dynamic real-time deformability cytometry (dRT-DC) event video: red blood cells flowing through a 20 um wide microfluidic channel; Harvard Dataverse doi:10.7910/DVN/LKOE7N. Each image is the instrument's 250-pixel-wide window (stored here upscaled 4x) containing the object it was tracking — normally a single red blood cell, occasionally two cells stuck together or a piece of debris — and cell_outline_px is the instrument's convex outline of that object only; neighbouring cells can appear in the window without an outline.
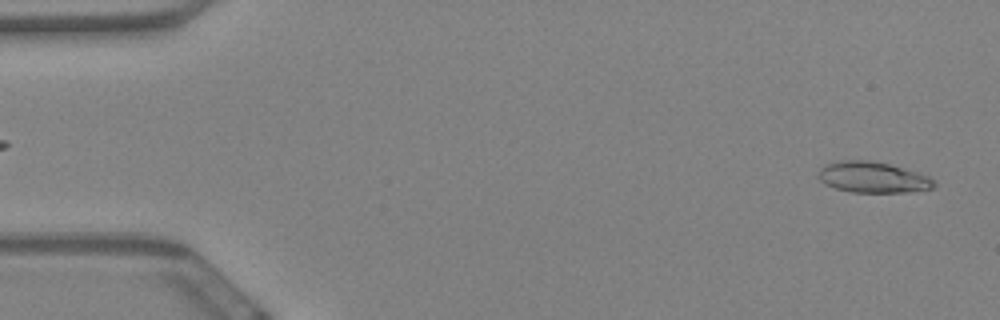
{"species": "Egyptian fruit bat (a non-hibernating species)", "species_latin": "Rousettus aegyptiacus", "temperature_condition": "warm", "stored_images_in_passage": 59, "camera_frame_rate_fps": 3000, "um_per_image_px": 0.085, "animal": {"sex": "female"}, "frame": {"image": 1, "passage_image": 2, "time_ms": 0.333, "image_size_px": [1000, 320], "cell_outline_px": [[936, 184], [932, 188], [908, 192], [852, 192], [836, 188], [824, 184], [820, 180], [820, 168], [828, 164], [844, 160], [868, 160], [888, 164], [928, 176], [936, 180]], "centroid_in_image_um": [74.21, 15.08], "position_along_channel_um": 10.8, "area_um2": 20.46}}
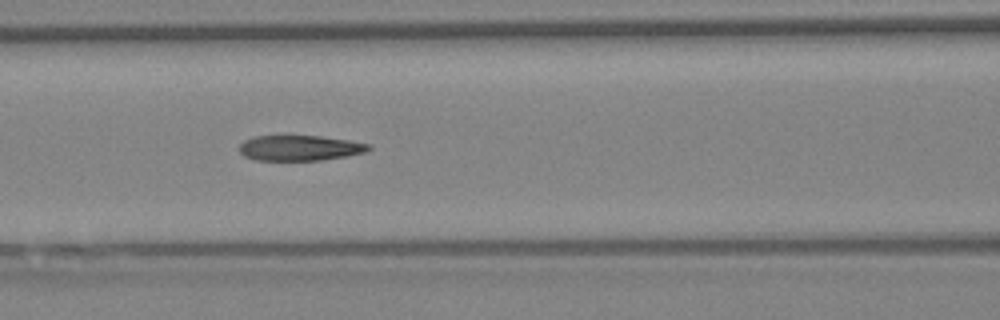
{"frame": {"image": 2, "passage_image": 25, "time_ms": 8.0, "image_size_px": [1000, 320], "cell_outline_px": [[372, 148], [364, 152], [344, 156], [320, 160], [256, 160], [244, 156], [240, 152], [240, 144], [244, 140], [252, 136], [320, 136], [348, 140], [372, 144]], "centroid_in_image_um": [25.47, 12.57], "position_along_channel_um": 141.1, "area_um2": 19.02}}
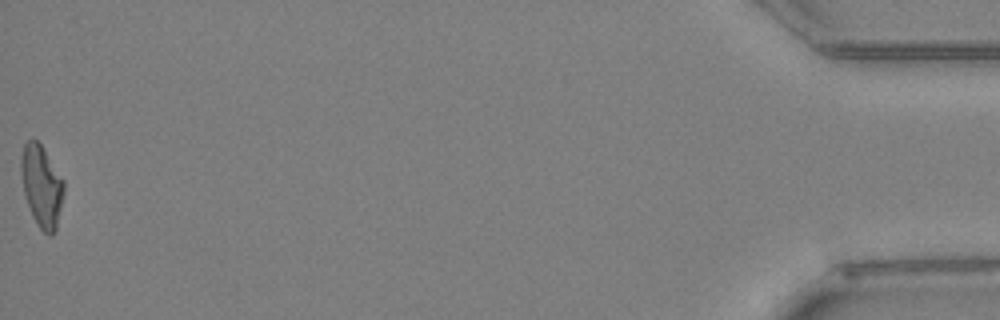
{"frame": {"image": 3, "passage_image": 59, "time_ms": 19.333, "image_size_px": [1000, 320], "cell_outline_px": [[64, 192], [56, 228], [52, 236], [48, 236], [36, 224], [32, 216], [24, 192], [20, 172], [20, 156], [24, 144], [28, 140], [36, 140], [40, 144], [64, 180]], "centroid_in_image_um": [3.53, 15.83], "position_along_channel_um": 431.7, "area_um2": 20.29}, "authors_computed_cell_mechanics": {"area_um2": 20.3456, "velocity_mm_per_s": 3.4476, "shape_relaxation_time_tau1_ms": null, "shape_relaxation_time_tau2_ms": 1.9196, "deformation_change_tau1": null, "deformation_change_tau2": 0.1067}}